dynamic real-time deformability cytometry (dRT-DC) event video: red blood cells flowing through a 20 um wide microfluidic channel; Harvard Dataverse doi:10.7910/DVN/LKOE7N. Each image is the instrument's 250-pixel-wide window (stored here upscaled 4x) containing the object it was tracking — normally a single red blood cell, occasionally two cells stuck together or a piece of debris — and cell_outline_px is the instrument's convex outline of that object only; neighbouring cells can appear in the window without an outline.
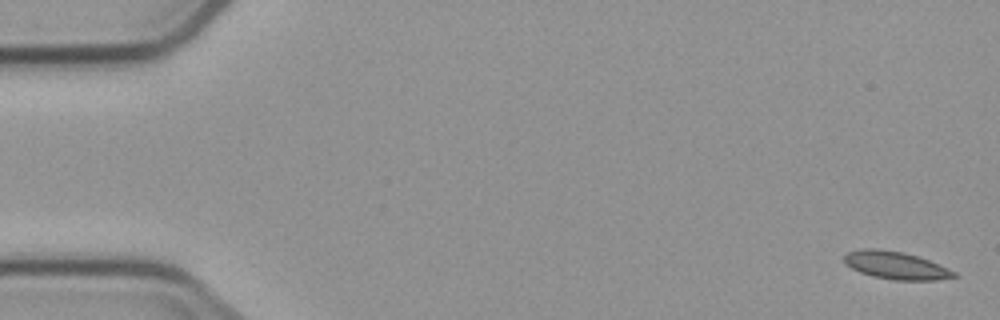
{"species": "common noctule bat (a hibernating species)", "species_latin": "Nyctalus noctula", "temperature_condition": "cold", "stored_images_in_passage": 6, "camera_frame_rate_fps": 3000, "um_per_image_px": 0.085, "animal": {"sex": "male", "body_mass_g": 23.1, "forearm_length_mm": 52.7}, "frame": {"image": 1, "passage_image": 1, "time_ms": 0.0, "image_size_px": [1000, 320], "cell_outline_px": [[956, 276], [936, 280], [896, 280], [872, 276], [860, 272], [844, 264], [844, 256], [848, 252], [864, 248], [872, 248], [904, 252], [928, 260], [948, 268], [956, 272]], "centroid_in_image_um": [76.12, 22.55], "position_along_channel_um": 8.9, "area_um2": 17.51}}
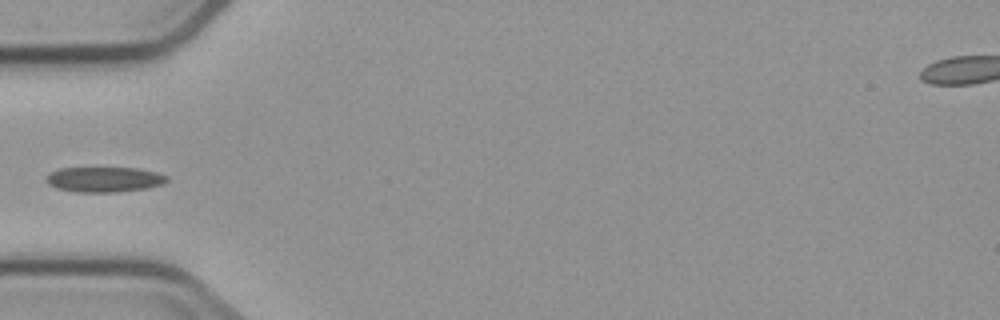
{"frame": {"image": 2, "passage_image": 5, "time_ms": 5.667, "image_size_px": [1000, 320], "cell_outline_px": [[168, 180], [164, 184], [148, 188], [116, 192], [72, 192], [56, 188], [48, 184], [44, 180], [44, 176], [48, 172], [60, 168], [136, 168], [156, 172], [168, 176]], "centroid_in_image_um": [8.81, 15.25], "position_along_channel_um": 76.2, "area_um2": 18.03}}
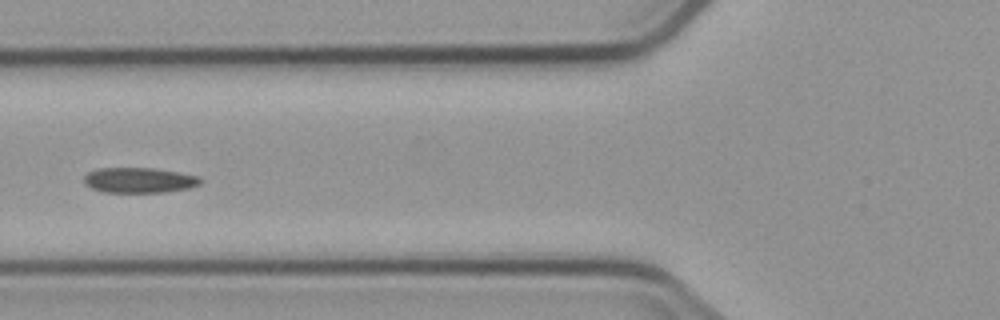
{"frame": {"image": 3, "passage_image": 6, "time_ms": 6.667, "image_size_px": [1000, 320], "cell_outline_px": [[204, 180], [200, 184], [188, 188], [164, 192], [104, 192], [92, 188], [84, 184], [84, 176], [88, 172], [100, 168], [152, 168], [200, 176]], "centroid_in_image_um": [11.84, 15.32], "position_along_channel_um": 114.0, "area_um2": 17.11}}